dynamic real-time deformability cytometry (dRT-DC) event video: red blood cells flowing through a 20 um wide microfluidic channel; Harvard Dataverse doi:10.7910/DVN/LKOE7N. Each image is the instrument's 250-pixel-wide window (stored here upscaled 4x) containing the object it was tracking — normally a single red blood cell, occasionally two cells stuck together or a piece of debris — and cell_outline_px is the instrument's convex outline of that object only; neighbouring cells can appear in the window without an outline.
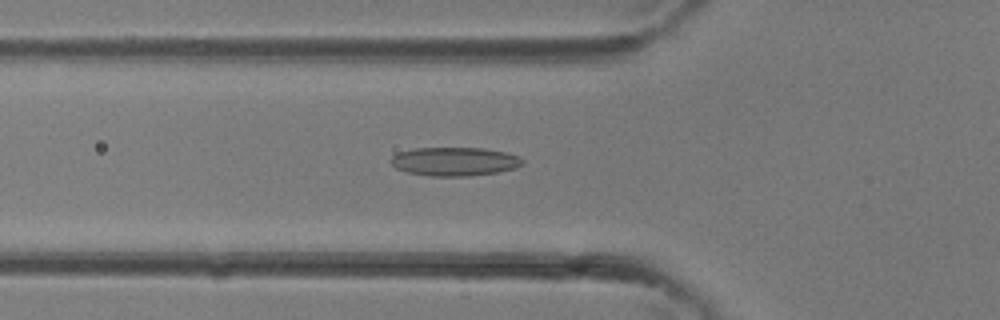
{"species": "common noctule bat (a hibernating species)", "species_latin": "Nyctalus noctula", "temperature_condition": "room temperature", "stored_images_in_passage": 35, "camera_frame_rate_fps": 3000, "um_per_image_px": 0.085, "animal": {"sex": "female"}, "frame": {"image": 1, "passage_image": 12, "time_ms": 3.667, "image_size_px": [1000, 320], "cell_outline_px": [[524, 164], [516, 168], [496, 172], [468, 176], [428, 176], [408, 172], [396, 168], [388, 160], [392, 156], [400, 152], [412, 148], [484, 148], [504, 152], [520, 156], [524, 160]], "centroid_in_image_um": [38.64, 13.72], "position_along_channel_um": 87.2, "area_um2": 22.08}}
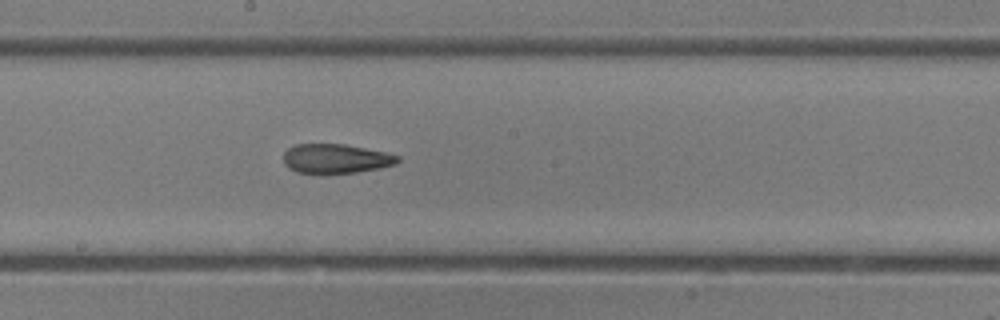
{"frame": {"image": 2, "passage_image": 19, "time_ms": 6.0, "image_size_px": [1000, 320], "cell_outline_px": [[400, 160], [396, 164], [380, 168], [356, 172], [296, 172], [288, 168], [284, 164], [284, 152], [288, 148], [296, 144], [344, 144], [388, 152], [400, 156]], "centroid_in_image_um": [28.58, 13.46], "position_along_channel_um": 219.6, "area_um2": 19.42}}
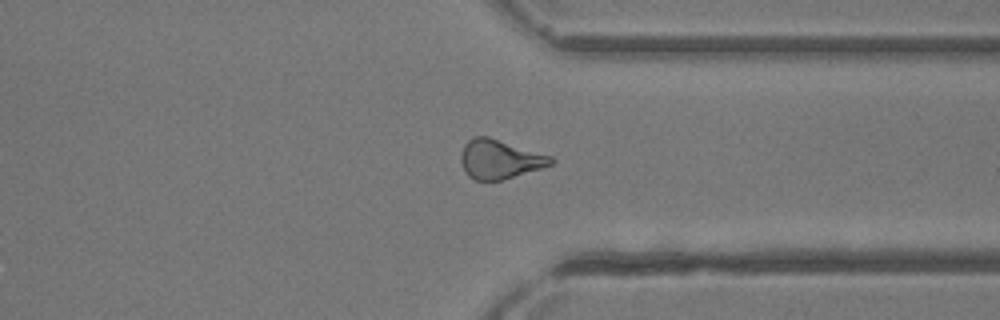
{"frame": {"image": 3, "passage_image": 27, "time_ms": 8.667, "image_size_px": [1000, 320], "cell_outline_px": [[556, 160], [552, 164], [504, 180], [476, 180], [468, 176], [464, 172], [460, 160], [460, 156], [464, 144], [468, 140], [476, 136], [488, 136], [552, 156]], "centroid_in_image_um": [42.46, 13.53], "position_along_channel_um": 368.9, "area_um2": 20.58}}